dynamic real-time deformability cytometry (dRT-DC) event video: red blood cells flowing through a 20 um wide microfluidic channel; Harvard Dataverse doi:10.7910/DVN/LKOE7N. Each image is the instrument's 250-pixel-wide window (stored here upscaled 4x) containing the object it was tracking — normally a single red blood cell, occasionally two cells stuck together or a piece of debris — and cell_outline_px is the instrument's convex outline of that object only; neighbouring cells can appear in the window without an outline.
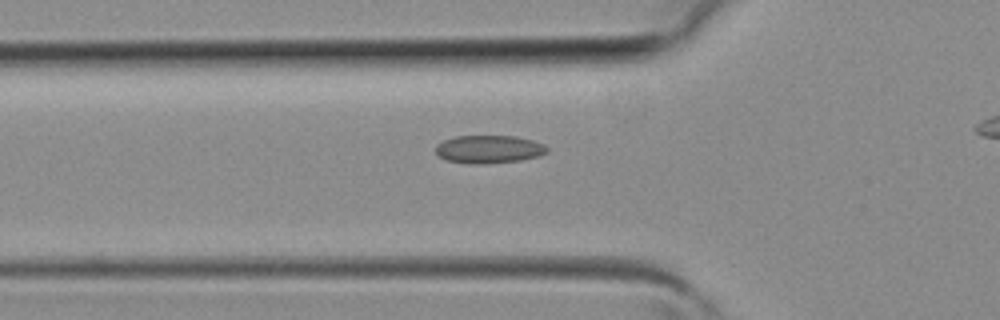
{"species": "common noctule bat (a hibernating species)", "species_latin": "Nyctalus noctula", "temperature_condition": "room temperature", "stored_images_in_passage": 25, "camera_frame_rate_fps": 3000, "um_per_image_px": 0.085, "animal": {"sex": "female", "body_mass_g": 19.3, "forearm_length_mm": 54.1}, "frame": {"image": 1, "passage_image": 4, "time_ms": 1.0, "image_size_px": [1000, 320], "cell_outline_px": [[548, 152], [540, 156], [520, 160], [480, 164], [472, 164], [448, 160], [440, 156], [436, 152], [436, 144], [444, 140], [456, 136], [516, 136], [532, 140], [544, 144], [548, 148]], "centroid_in_image_um": [41.59, 12.68], "position_along_channel_um": 84.2, "area_um2": 18.09}}
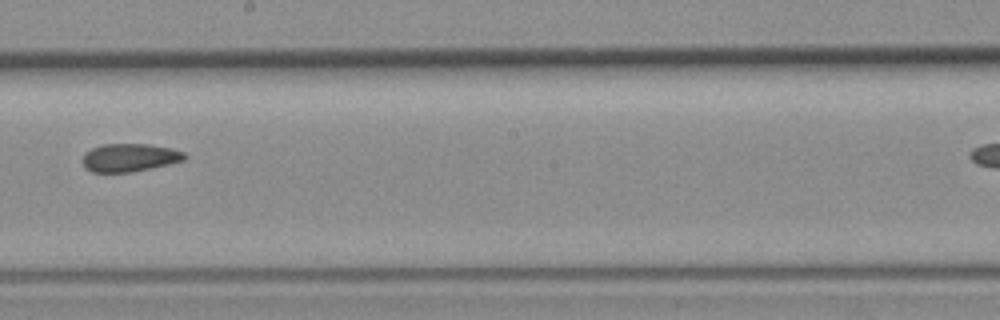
{"frame": {"image": 2, "passage_image": 13, "time_ms": 4.0, "image_size_px": [1000, 320], "cell_outline_px": [[188, 156], [184, 160], [168, 164], [128, 172], [92, 172], [84, 168], [84, 152], [100, 144], [144, 144], [172, 148], [184, 152]], "centroid_in_image_um": [11.0, 13.38], "position_along_channel_um": 237.2, "area_um2": 16.53}}
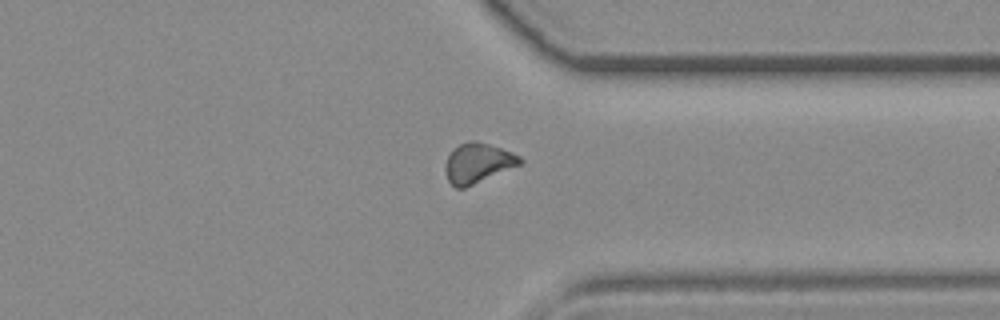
{"frame": {"image": 3, "passage_image": 21, "time_ms": 6.667, "image_size_px": [1000, 320], "cell_outline_px": [[524, 160], [520, 164], [464, 188], [456, 188], [448, 180], [444, 168], [448, 156], [452, 148], [468, 140], [476, 140], [512, 152], [520, 156]], "centroid_in_image_um": [40.59, 13.84], "position_along_channel_um": 370.8, "area_um2": 17.17}}